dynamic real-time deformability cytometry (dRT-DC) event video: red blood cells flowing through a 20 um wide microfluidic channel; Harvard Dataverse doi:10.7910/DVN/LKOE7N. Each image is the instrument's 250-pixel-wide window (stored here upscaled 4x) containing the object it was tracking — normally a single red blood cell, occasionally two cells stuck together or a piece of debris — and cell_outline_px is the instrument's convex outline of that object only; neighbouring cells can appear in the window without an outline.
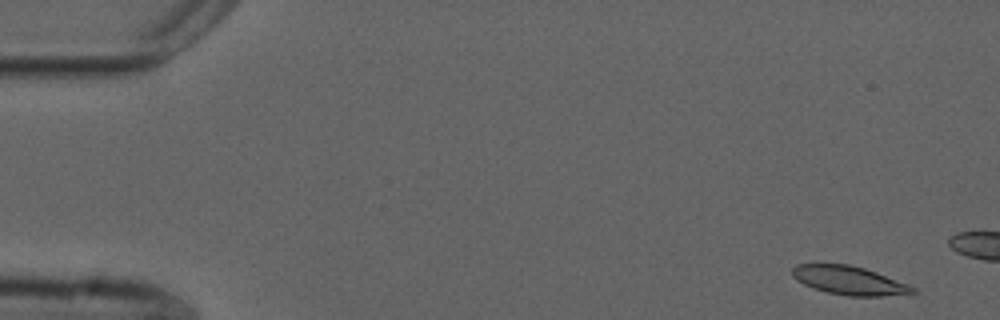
{"species": "common noctule bat (a hibernating species)", "species_latin": "Nyctalus noctula", "temperature_condition": "cold", "stored_images_in_passage": 6, "camera_frame_rate_fps": 3000, "um_per_image_px": 0.085, "animal": {"sex": "male", "forearm_length_mm": 52.5}, "frame": {"image": 1, "passage_image": 1, "time_ms": 0.0, "image_size_px": [1000, 320], "cell_outline_px": [[920, 292], [916, 296], [848, 296], [828, 292], [812, 288], [796, 280], [792, 276], [792, 268], [796, 264], [848, 264], [864, 268], [876, 272], [908, 284], [916, 288]], "centroid_in_image_um": [72.29, 23.87], "position_along_channel_um": 12.7, "area_um2": 20.58}}
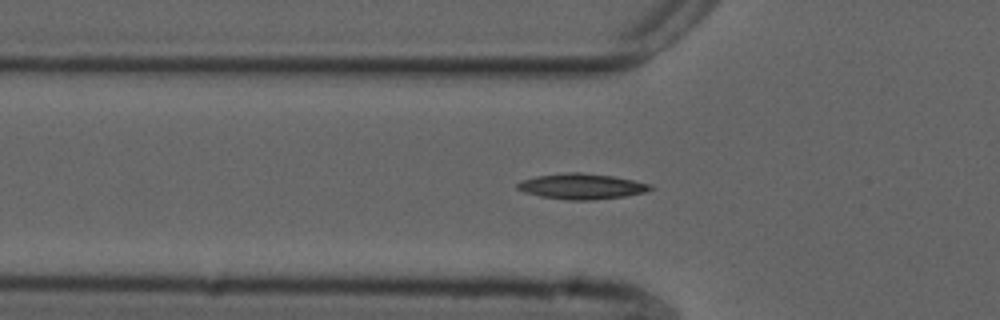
{"frame": {"image": 2, "passage_image": 6, "time_ms": 1.667, "image_size_px": [1000, 320], "cell_outline_px": [[656, 188], [644, 192], [624, 196], [592, 200], [568, 200], [540, 196], [524, 192], [516, 188], [516, 184], [520, 180], [536, 176], [568, 172], [580, 172], [612, 176], [652, 184]], "centroid_in_image_um": [49.42, 15.84], "position_along_channel_um": 76.4, "area_um2": 19.83}}